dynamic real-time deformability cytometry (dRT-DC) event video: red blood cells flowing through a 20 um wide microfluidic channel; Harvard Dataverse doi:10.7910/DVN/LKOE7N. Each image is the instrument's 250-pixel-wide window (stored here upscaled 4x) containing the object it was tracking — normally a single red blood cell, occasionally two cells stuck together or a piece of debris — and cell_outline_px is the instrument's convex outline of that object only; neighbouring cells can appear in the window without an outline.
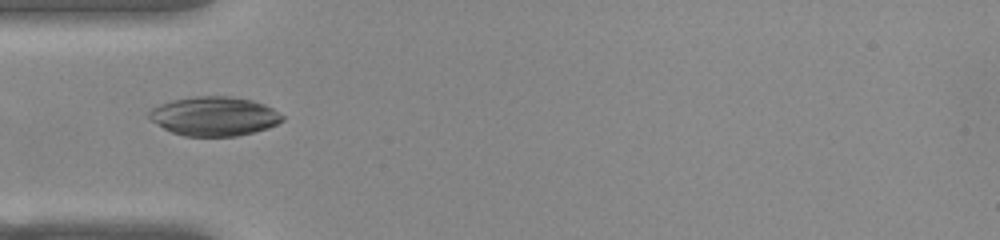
{"species": "common noctule bat (a hibernating species)", "species_latin": "Nyctalus noctula", "temperature_condition": "warm", "stored_images_in_passage": 37, "camera_frame_rate_fps": 3000, "um_per_image_px": 0.085, "animal": {"sex": "female", "body_mass_g": 22.0, "forearm_length_mm": 56.7}, "frame": {"image": 1, "passage_image": 1, "time_ms": 0.0, "image_size_px": [1000, 240], "cell_outline_px": [[284, 120], [268, 128], [236, 136], [184, 136], [172, 132], [164, 128], [152, 120], [148, 116], [148, 112], [152, 108], [160, 104], [172, 100], [196, 96], [232, 96], [252, 100], [264, 104], [272, 108], [284, 116]], "centroid_in_image_um": [18.22, 9.87], "position_along_channel_um": 66.8, "area_um2": 30.29}}
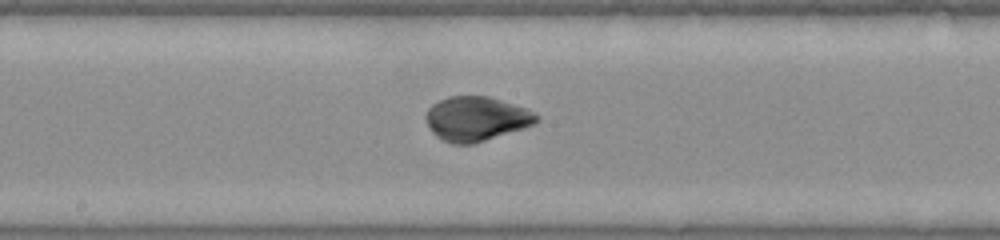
{"frame": {"image": 2, "passage_image": 12, "time_ms": 3.667, "image_size_px": [1000, 240], "cell_outline_px": [[540, 120], [536, 124], [524, 128], [472, 144], [452, 144], [436, 136], [432, 132], [424, 116], [428, 108], [432, 104], [448, 96], [488, 96], [528, 108], [536, 112], [540, 116]], "centroid_in_image_um": [40.52, 10.08], "position_along_channel_um": 207.7, "area_um2": 28.84}}
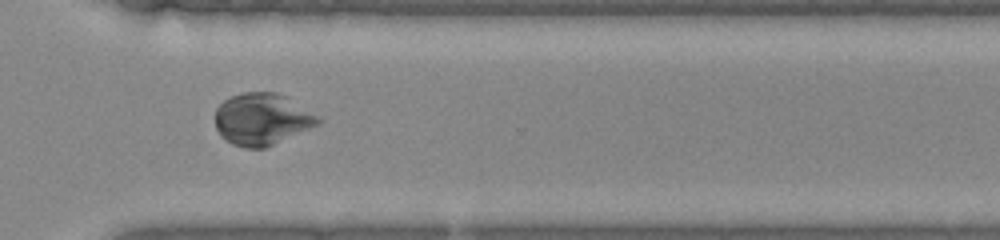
{"frame": {"image": 3, "passage_image": 23, "time_ms": 7.333, "image_size_px": [1000, 240], "cell_outline_px": [[320, 120], [316, 124], [308, 128], [264, 148], [244, 148], [232, 144], [220, 136], [216, 128], [216, 108], [224, 100], [232, 96], [244, 92], [276, 92], [284, 96], [320, 116]], "centroid_in_image_um": [22.21, 10.12], "position_along_channel_um": 348.4, "area_um2": 30.58}, "authors_computed_cell_mechanics": {"area_um2": 29.6514, "velocity_mm_per_s": 3.8324, "shape_relaxation_time_tau1_ms": null, "shape_relaxation_time_tau2_ms": 1.7407, "deformation_change_tau1": null, "deformation_change_tau2": 0.0311}}